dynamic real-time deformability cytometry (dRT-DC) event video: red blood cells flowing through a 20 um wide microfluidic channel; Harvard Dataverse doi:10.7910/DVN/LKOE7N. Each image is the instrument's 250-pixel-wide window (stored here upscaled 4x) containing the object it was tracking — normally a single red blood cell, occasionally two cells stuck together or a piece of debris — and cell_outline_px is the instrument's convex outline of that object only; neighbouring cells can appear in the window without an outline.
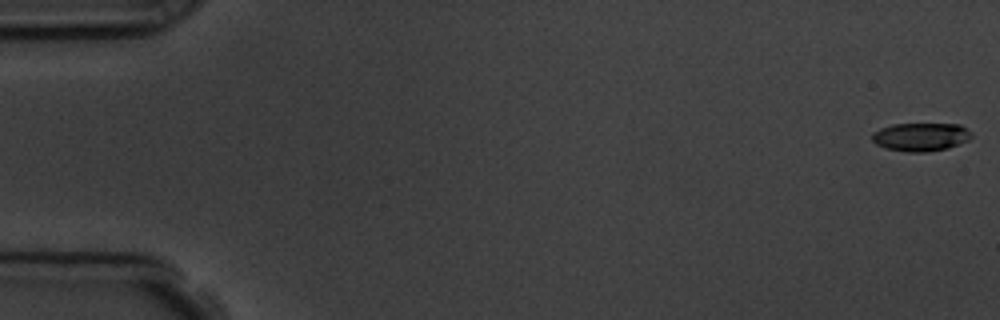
{"species": "common noctule bat (a hibernating species)", "species_latin": "Nyctalus noctula", "temperature_condition": "room temperature", "stored_images_in_passage": 5, "camera_frame_rate_fps": 3000, "um_per_image_px": 0.085, "animal": {"sex": "male", "body_mass_g": 19.5, "forearm_length_mm": 54.6}, "frame": {"image": 1, "passage_image": 1, "time_ms": 0.0, "image_size_px": [1000, 320], "cell_outline_px": [[972, 136], [968, 140], [948, 148], [928, 152], [908, 152], [884, 148], [876, 144], [872, 140], [872, 132], [880, 128], [892, 124], [960, 124], [972, 132]], "centroid_in_image_um": [78.25, 11.63], "position_along_channel_um": 6.7, "area_um2": 16.53}}
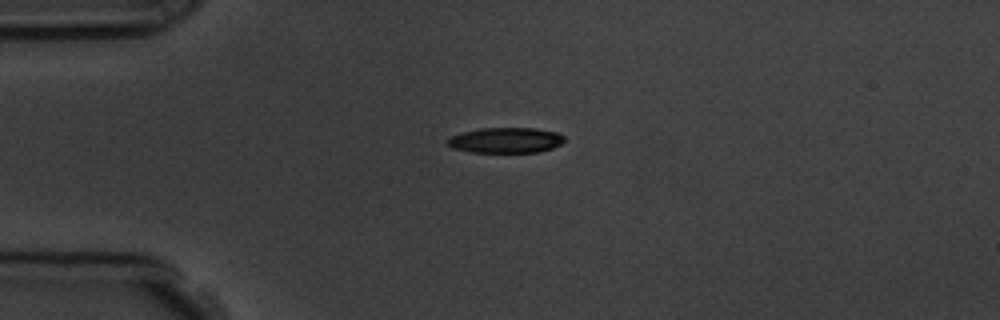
{"frame": {"image": 2, "passage_image": 4, "time_ms": 4.333, "image_size_px": [1000, 320], "cell_outline_px": [[564, 140], [560, 144], [552, 148], [536, 152], [472, 152], [452, 148], [444, 140], [452, 136], [464, 132], [480, 128], [536, 128], [556, 132], [564, 136]], "centroid_in_image_um": [42.97, 11.92], "position_along_channel_um": 42.0, "area_um2": 17.22}}